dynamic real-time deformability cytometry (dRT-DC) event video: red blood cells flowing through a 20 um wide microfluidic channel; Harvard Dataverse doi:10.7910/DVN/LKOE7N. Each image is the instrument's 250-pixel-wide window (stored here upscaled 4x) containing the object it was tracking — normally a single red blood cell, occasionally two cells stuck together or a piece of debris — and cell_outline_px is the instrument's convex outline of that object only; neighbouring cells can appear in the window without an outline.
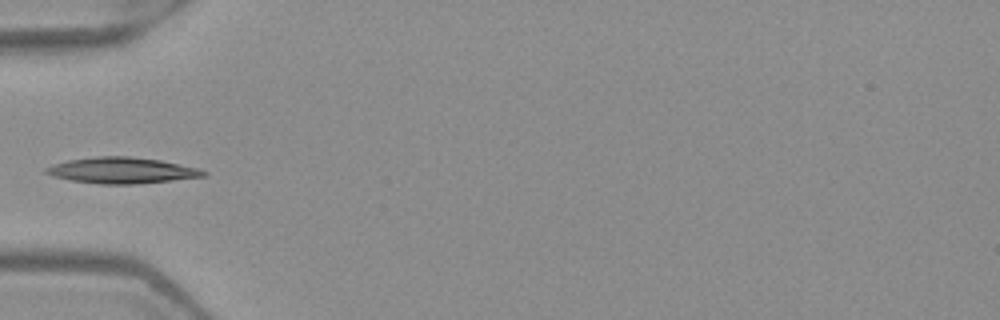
{"species": "Egyptian fruit bat (a non-hibernating species)", "species_latin": "Rousettus aegyptiacus", "temperature_condition": "warm", "stored_images_in_passage": 4, "camera_frame_rate_fps": 3000, "um_per_image_px": 0.085, "frame": {"image": 1, "passage_image": 4, "time_ms": 1.0, "image_size_px": [1000, 320], "cell_outline_px": [[208, 176], [132, 184], [100, 184], [72, 180], [52, 176], [44, 172], [44, 168], [52, 164], [68, 160], [96, 156], [128, 156], [160, 160], [200, 168], [208, 172]], "centroid_in_image_um": [10.35, 14.48], "position_along_channel_um": 74.6, "area_um2": 23.87}}